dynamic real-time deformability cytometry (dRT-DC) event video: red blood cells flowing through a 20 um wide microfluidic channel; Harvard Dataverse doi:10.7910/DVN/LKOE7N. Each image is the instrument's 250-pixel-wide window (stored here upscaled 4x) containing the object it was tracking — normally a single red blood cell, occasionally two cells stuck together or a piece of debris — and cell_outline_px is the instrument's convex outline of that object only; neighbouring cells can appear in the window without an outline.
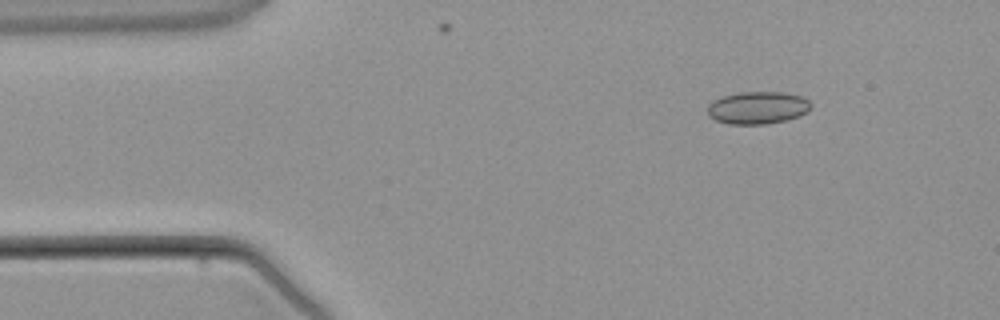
{"species": "common noctule bat (a hibernating species)", "species_latin": "Nyctalus noctula", "temperature_condition": "warm", "stored_images_in_passage": 3, "camera_frame_rate_fps": 3000, "um_per_image_px": 0.085, "animal": {"sex": "male", "body_mass_g": 21.5, "forearm_length_mm": 52.0}, "frame": {"image": 1, "passage_image": 1, "time_ms": 0.0, "image_size_px": [1000, 320], "cell_outline_px": [[812, 104], [808, 112], [800, 116], [788, 120], [764, 124], [728, 124], [716, 120], [708, 116], [708, 104], [712, 100], [724, 96], [740, 92], [784, 92], [800, 96], [808, 100]], "centroid_in_image_um": [64.41, 9.16], "position_along_channel_um": 20.6, "area_um2": 19.71}}
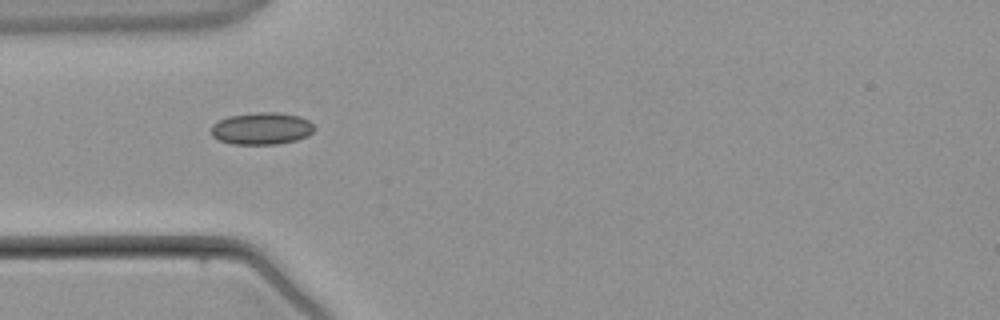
{"frame": {"image": 2, "passage_image": 3, "time_ms": 2.333, "image_size_px": [1000, 320], "cell_outline_px": [[316, 128], [308, 136], [296, 140], [276, 144], [232, 144], [220, 140], [212, 136], [212, 124], [228, 116], [260, 112], [280, 112], [300, 116], [308, 120]], "centroid_in_image_um": [22.26, 10.92], "position_along_channel_um": 62.7, "area_um2": 19.31}}